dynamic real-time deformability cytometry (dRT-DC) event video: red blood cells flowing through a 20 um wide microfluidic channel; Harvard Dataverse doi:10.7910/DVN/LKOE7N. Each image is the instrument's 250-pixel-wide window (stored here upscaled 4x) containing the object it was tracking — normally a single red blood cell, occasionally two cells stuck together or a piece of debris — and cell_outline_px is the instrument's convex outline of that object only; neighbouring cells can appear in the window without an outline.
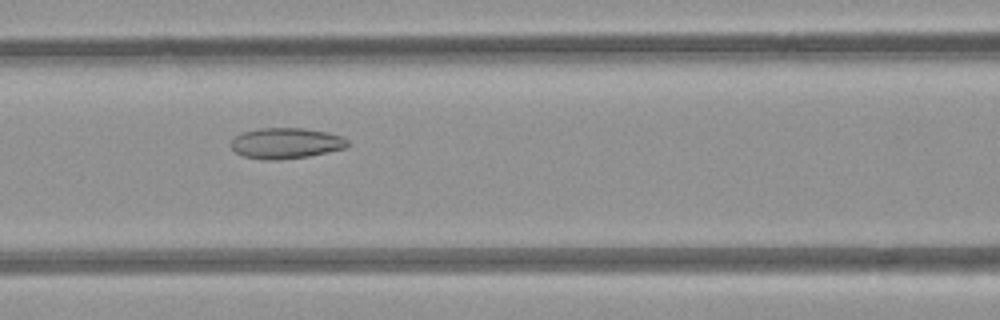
{"species": "common noctule bat (a hibernating species)", "species_latin": "Nyctalus noctula", "temperature_condition": "room temperature", "stored_images_in_passage": 8, "camera_frame_rate_fps": 3000, "um_per_image_px": 0.085, "animal": {"sex": "female", "body_mass_g": 21.9}, "frame": {"image": 1, "passage_image": 6, "time_ms": 6.667, "image_size_px": [1000, 320], "cell_outline_px": [[348, 148], [308, 156], [280, 160], [264, 160], [244, 156], [236, 152], [232, 148], [232, 140], [236, 136], [244, 132], [260, 128], [304, 128], [328, 132], [344, 136], [348, 140]], "centroid_in_image_um": [24.37, 12.17], "position_along_channel_um": 142.2, "area_um2": 20.98}}
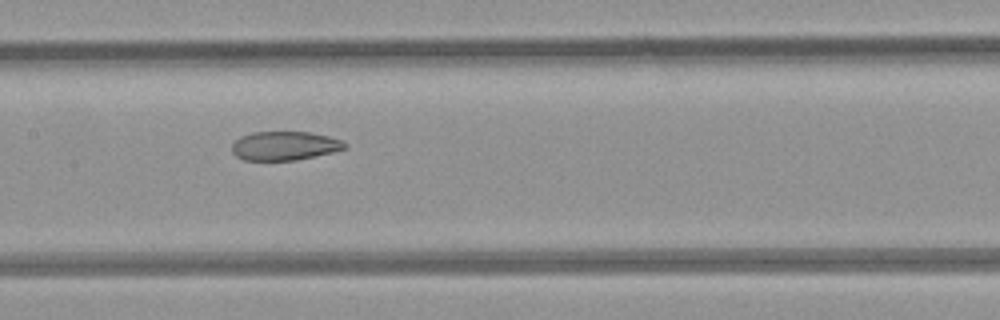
{"frame": {"image": 2, "passage_image": 7, "time_ms": 7.667, "image_size_px": [1000, 320], "cell_outline_px": [[348, 148], [332, 152], [296, 160], [244, 160], [236, 156], [232, 152], [232, 144], [240, 136], [252, 132], [308, 132], [328, 136], [340, 140], [348, 144]], "centroid_in_image_um": [24.18, 12.39], "position_along_channel_um": 183.2, "area_um2": 18.96}}
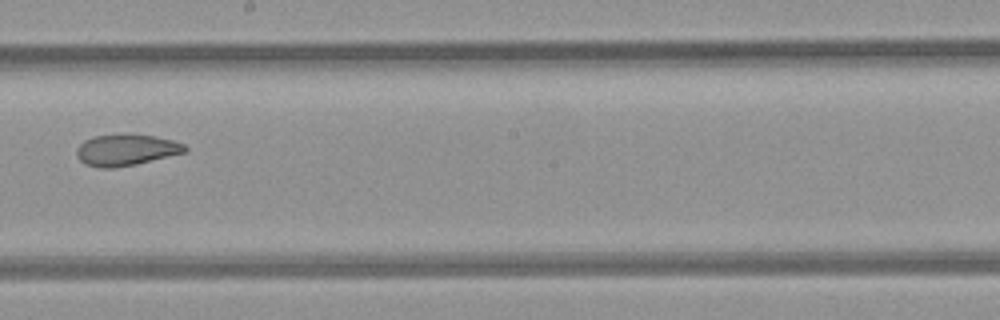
{"frame": {"image": 3, "passage_image": 8, "time_ms": 9.0, "image_size_px": [1000, 320], "cell_outline_px": [[188, 148], [184, 152], [136, 164], [112, 168], [100, 168], [84, 164], [76, 156], [76, 148], [84, 140], [96, 136], [156, 136], [172, 140], [184, 144]], "centroid_in_image_um": [10.68, 12.78], "position_along_channel_um": 237.5, "area_um2": 19.19}}